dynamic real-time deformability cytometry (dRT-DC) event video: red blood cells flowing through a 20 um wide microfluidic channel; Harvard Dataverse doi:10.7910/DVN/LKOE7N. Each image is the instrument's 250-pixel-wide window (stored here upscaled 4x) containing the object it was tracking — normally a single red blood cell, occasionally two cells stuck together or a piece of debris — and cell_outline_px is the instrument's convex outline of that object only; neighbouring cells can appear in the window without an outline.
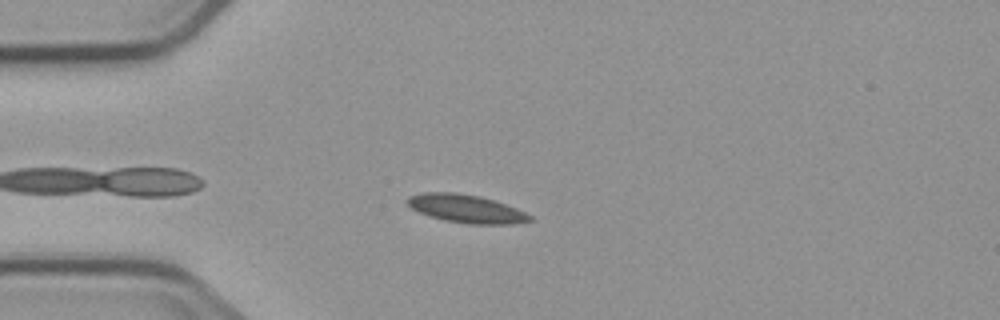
{"species": "common noctule bat (a hibernating species)", "species_latin": "Nyctalus noctula", "temperature_condition": "cold", "stored_images_in_passage": 5, "camera_frame_rate_fps": 3000, "um_per_image_px": 0.085, "animal": {"sex": "male", "body_mass_g": 23.1, "forearm_length_mm": 52.7}, "frame": {"image": 1, "passage_image": 1, "time_ms": 0.0, "image_size_px": [1000, 320], "cell_outline_px": [[532, 220], [512, 224], [468, 224], [444, 220], [428, 216], [412, 208], [404, 200], [408, 196], [424, 192], [456, 192], [480, 196], [516, 208], [532, 216]], "centroid_in_image_um": [39.58, 17.73], "position_along_channel_um": 45.4, "area_um2": 20.06}}
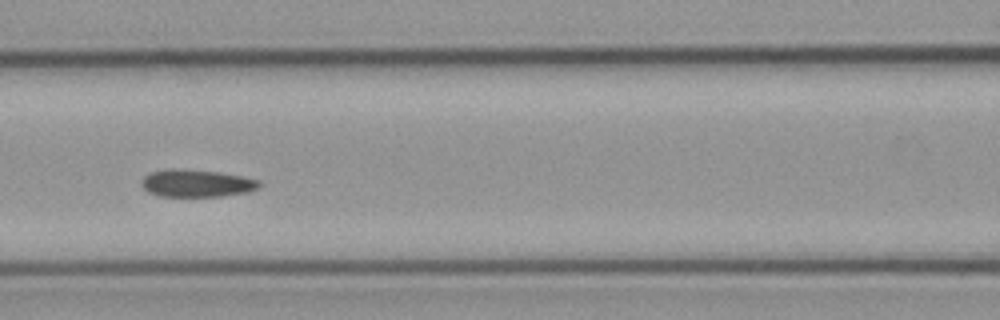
{"frame": {"image": 2, "passage_image": 4, "time_ms": 3.333, "image_size_px": [1000, 320], "cell_outline_px": [[260, 184], [256, 188], [248, 192], [224, 196], [160, 196], [148, 192], [140, 184], [144, 176], [152, 172], [172, 168], [220, 172], [260, 180]], "centroid_in_image_um": [16.7, 15.58], "position_along_channel_um": 149.9, "area_um2": 18.67}}
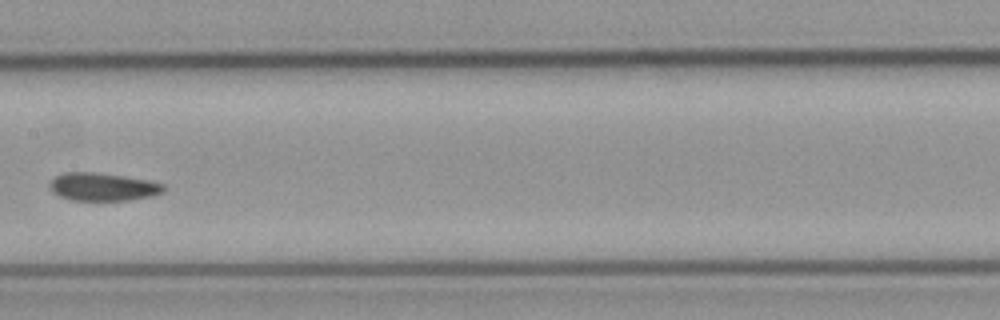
{"frame": {"image": 3, "passage_image": 5, "time_ms": 4.667, "image_size_px": [1000, 320], "cell_outline_px": [[164, 192], [152, 196], [128, 200], [72, 200], [60, 196], [52, 192], [48, 184], [56, 176], [64, 172], [92, 172], [124, 176], [148, 180], [164, 184]], "centroid_in_image_um": [8.73, 15.88], "position_along_channel_um": 198.7, "area_um2": 18.5}}